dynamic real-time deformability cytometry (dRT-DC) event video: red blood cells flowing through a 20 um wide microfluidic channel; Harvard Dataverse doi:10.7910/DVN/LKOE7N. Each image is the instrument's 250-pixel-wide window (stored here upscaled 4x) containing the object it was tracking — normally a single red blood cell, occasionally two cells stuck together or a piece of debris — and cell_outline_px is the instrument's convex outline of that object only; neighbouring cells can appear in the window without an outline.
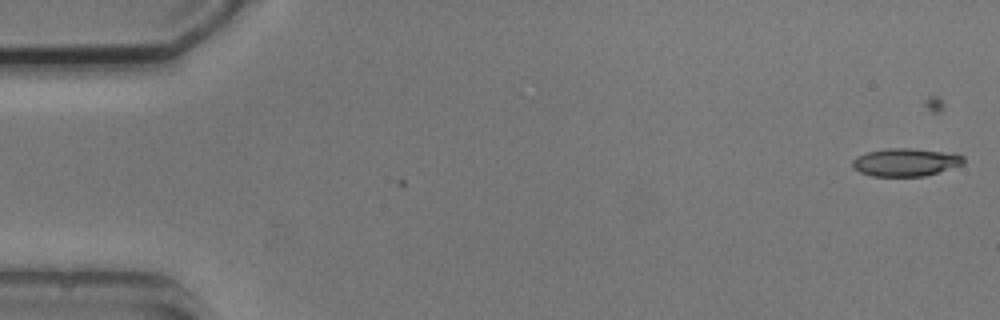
{"species": "common noctule bat (a hibernating species)", "species_latin": "Nyctalus noctula", "temperature_condition": "cold", "stored_images_in_passage": 5, "camera_frame_rate_fps": 3000, "um_per_image_px": 0.085, "animal": {"sex": "male", "body_mass_g": 20.5, "forearm_length_mm": 52.5}, "frame": {"image": 1, "passage_image": 1, "time_ms": 0.0, "image_size_px": [1000, 320], "cell_outline_px": [[964, 164], [924, 176], [872, 176], [860, 172], [852, 168], [852, 160], [856, 156], [868, 152], [888, 148], [912, 148], [956, 152], [964, 156]], "centroid_in_image_um": [77.0, 13.77], "position_along_channel_um": 8.0, "area_um2": 18.32}}